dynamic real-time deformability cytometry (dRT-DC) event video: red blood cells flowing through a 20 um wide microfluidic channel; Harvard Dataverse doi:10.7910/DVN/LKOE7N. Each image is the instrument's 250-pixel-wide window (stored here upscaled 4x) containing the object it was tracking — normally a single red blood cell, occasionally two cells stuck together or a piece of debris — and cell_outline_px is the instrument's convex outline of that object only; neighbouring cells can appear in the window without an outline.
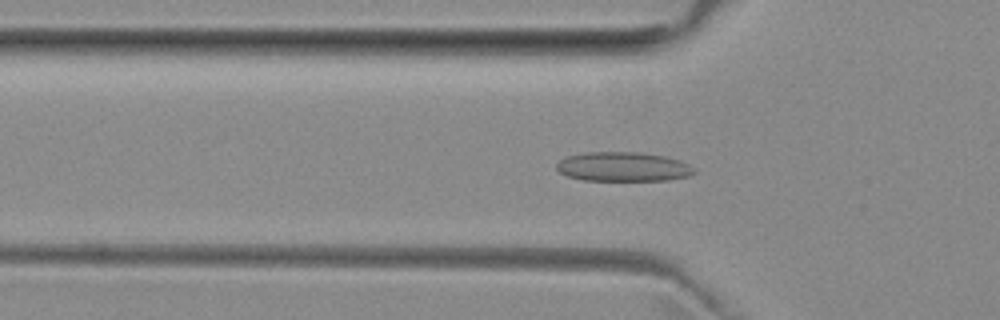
{"species": "common noctule bat (a hibernating species)", "species_latin": "Nyctalus noctula", "temperature_condition": "room temperature", "stored_images_in_passage": 51, "camera_frame_rate_fps": 3000, "um_per_image_px": 0.085, "animal": {"sex": "female", "body_mass_g": 29.2, "forearm_length_mm": 56.3}, "frame": {"image": 1, "passage_image": 16, "time_ms": 5.0, "image_size_px": [1000, 320], "cell_outline_px": [[696, 172], [688, 176], [668, 180], [584, 180], [568, 176], [560, 172], [556, 168], [556, 164], [560, 160], [568, 156], [588, 152], [640, 152], [664, 156], [680, 160], [696, 168]], "centroid_in_image_um": [52.99, 14.17], "position_along_channel_um": 72.8, "area_um2": 23.47}}
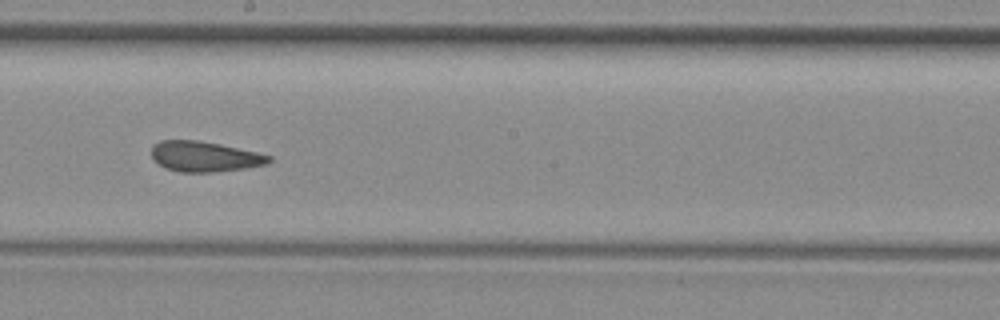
{"frame": {"image": 2, "passage_image": 28, "time_ms": 9.0, "image_size_px": [1000, 320], "cell_outline_px": [[272, 160], [268, 164], [244, 168], [212, 172], [180, 172], [164, 168], [152, 160], [152, 144], [160, 140], [196, 140], [220, 144], [256, 152], [272, 156]], "centroid_in_image_um": [17.35, 13.3], "position_along_channel_um": 230.8, "area_um2": 20.87}}
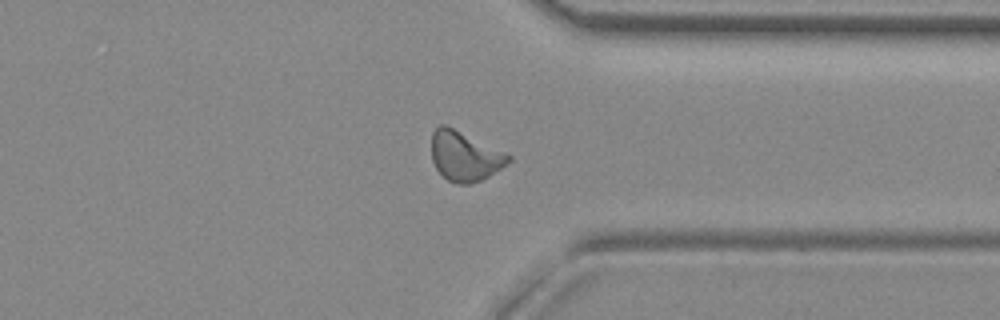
{"frame": {"image": 3, "passage_image": 39, "time_ms": 12.667, "image_size_px": [1000, 320], "cell_outline_px": [[512, 160], [488, 176], [480, 180], [468, 184], [456, 184], [448, 180], [436, 168], [432, 160], [432, 132], [440, 124], [444, 124], [512, 156]], "centroid_in_image_um": [39.48, 13.28], "position_along_channel_um": 371.9, "area_um2": 21.73}, "authors_computed_cell_mechanics": {"area_um2": 21.7328, "velocity_mm_per_s": 3.9363, "shape_relaxation_time_tau1_ms": null, "shape_relaxation_time_tau2_ms": 1.7873, "deformation_change_tau1": null, "deformation_change_tau2": 0.0812}}